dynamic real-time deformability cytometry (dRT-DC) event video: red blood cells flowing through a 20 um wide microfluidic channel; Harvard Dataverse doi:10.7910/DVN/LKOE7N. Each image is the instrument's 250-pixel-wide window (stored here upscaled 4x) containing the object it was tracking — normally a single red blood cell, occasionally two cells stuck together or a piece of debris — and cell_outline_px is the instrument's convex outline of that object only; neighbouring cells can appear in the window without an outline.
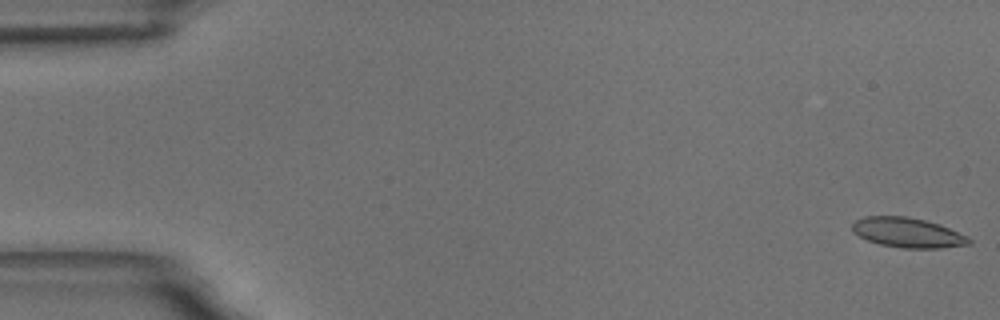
{"species": "common noctule bat (a hibernating species)", "species_latin": "Nyctalus noctula", "temperature_condition": "room temperature", "stored_images_in_passage": 13, "camera_frame_rate_fps": 3000, "um_per_image_px": 0.085, "animal": {"sex": "male", "body_mass_g": 18.8}, "frame": {"image": 1, "passage_image": 1, "time_ms": 0.0, "image_size_px": [1000, 320], "cell_outline_px": [[972, 244], [940, 248], [904, 248], [880, 244], [868, 240], [852, 232], [852, 220], [864, 216], [908, 216], [940, 224], [968, 236], [972, 240]], "centroid_in_image_um": [77.15, 19.76], "position_along_channel_um": 7.8, "area_um2": 20.46}}
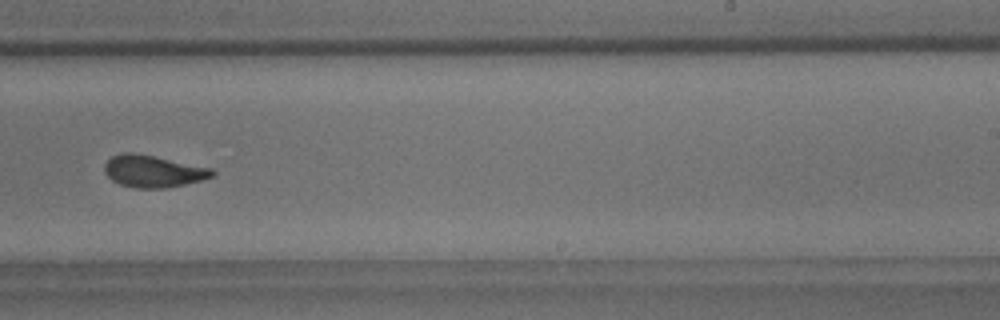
{"frame": {"image": 2, "passage_image": 10, "time_ms": 11.667, "image_size_px": [1000, 320], "cell_outline_px": [[216, 176], [168, 188], [136, 188], [120, 184], [112, 180], [104, 172], [104, 164], [112, 156], [120, 152], [132, 152], [212, 168], [216, 172]], "centroid_in_image_um": [13.01, 14.56], "position_along_channel_um": 276.0, "area_um2": 20.06}}
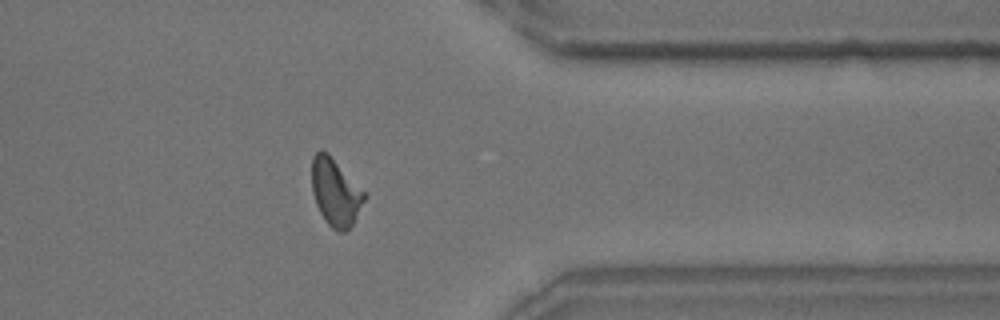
{"frame": {"image": 3, "passage_image": 13, "time_ms": 15.0, "image_size_px": [1000, 320], "cell_outline_px": [[368, 196], [352, 224], [344, 232], [340, 232], [332, 228], [324, 220], [316, 204], [312, 192], [312, 156], [320, 148], [328, 152]], "centroid_in_image_um": [28.5, 16.32], "position_along_channel_um": 382.9, "area_um2": 20.63}, "authors_computed_cell_mechanics": {"area_um2": 20.6346, "velocity_mm_per_s": 3.5395, "shape_relaxation_time_tau1_ms": 4.7728, "shape_relaxation_time_tau2_ms": 2.2252, "deformation_change_tau1": 0.1164, "deformation_change_tau2": 0.0383}}